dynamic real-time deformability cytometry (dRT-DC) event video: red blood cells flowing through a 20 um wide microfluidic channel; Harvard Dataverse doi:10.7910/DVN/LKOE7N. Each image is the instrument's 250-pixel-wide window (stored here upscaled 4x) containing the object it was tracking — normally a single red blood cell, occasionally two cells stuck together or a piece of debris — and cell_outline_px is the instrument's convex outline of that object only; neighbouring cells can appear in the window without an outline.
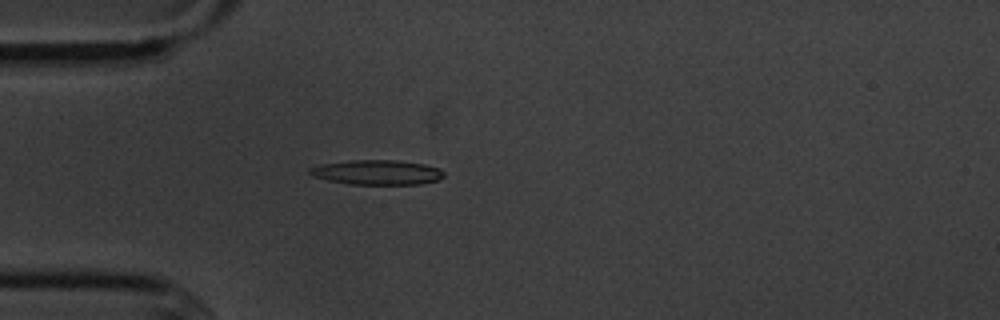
{"species": "common noctule bat (a hibernating species)", "species_latin": "Nyctalus noctula", "temperature_condition": "cold", "stored_images_in_passage": 4, "camera_frame_rate_fps": 3000, "um_per_image_px": 0.085, "animal": {"sex": "male", "body_mass_g": 20.1, "forearm_length_mm": 53.5}, "frame": {"image": 1, "passage_image": 4, "time_ms": 3.667, "image_size_px": [1000, 320], "cell_outline_px": [[444, 176], [440, 180], [420, 184], [348, 184], [328, 180], [312, 176], [308, 172], [308, 168], [320, 164], [352, 160], [396, 160], [424, 164], [440, 168], [444, 172]], "centroid_in_image_um": [32.06, 14.65], "position_along_channel_um": 52.9, "area_um2": 19.48}}